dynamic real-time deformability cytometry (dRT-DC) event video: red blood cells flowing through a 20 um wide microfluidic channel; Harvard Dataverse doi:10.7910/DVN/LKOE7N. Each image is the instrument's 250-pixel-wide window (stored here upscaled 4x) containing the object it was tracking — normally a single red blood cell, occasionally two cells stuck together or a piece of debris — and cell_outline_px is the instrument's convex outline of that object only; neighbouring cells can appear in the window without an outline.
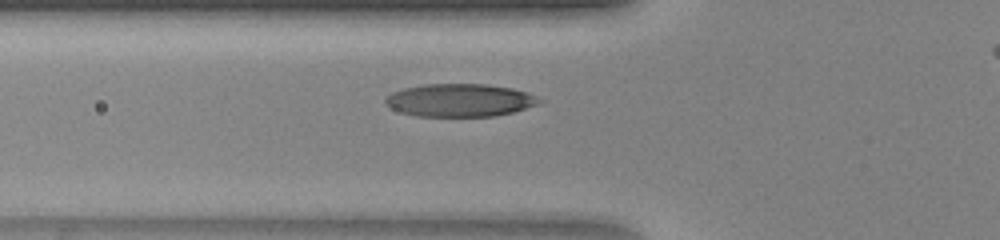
{"species": "human", "species_latin": "Homo sapiens", "temperature_condition": "warm", "stored_images_in_passage": 31, "camera_frame_rate_fps": 3000, "um_per_image_px": 0.085, "donor": {"sex": "female"}, "frame": {"image": 1, "passage_image": 5, "time_ms": 1.333, "image_size_px": [1000, 240], "cell_outline_px": [[544, 100], [536, 104], [512, 112], [496, 116], [416, 116], [400, 112], [384, 104], [384, 100], [392, 92], [404, 88], [424, 84], [484, 84], [512, 88], [536, 96]], "centroid_in_image_um": [39.04, 8.52], "position_along_channel_um": 86.8, "area_um2": 29.3}}
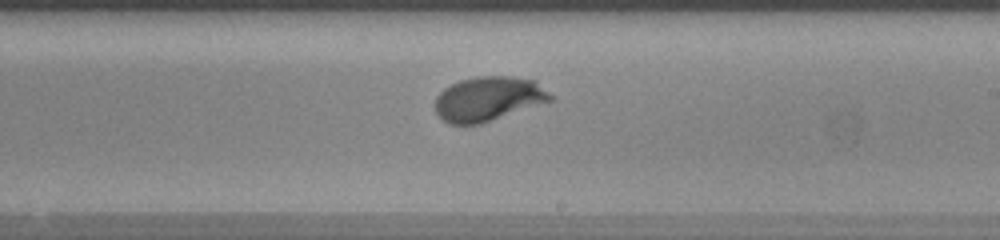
{"frame": {"image": 2, "passage_image": 16, "time_ms": 5.0, "image_size_px": [1000, 240], "cell_outline_px": [[556, 100], [480, 124], [448, 124], [436, 112], [436, 96], [444, 88], [460, 80], [476, 76], [512, 76], [536, 80]], "centroid_in_image_um": [41.55, 8.39], "position_along_channel_um": 247.4, "area_um2": 30.06}}
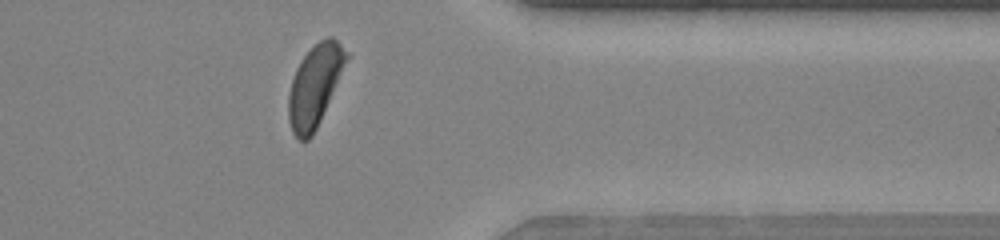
{"frame": {"image": 3, "passage_image": 26, "time_ms": 8.333, "image_size_px": [1000, 240], "cell_outline_px": [[352, 56], [312, 136], [308, 140], [300, 140], [292, 132], [288, 120], [288, 96], [292, 80], [296, 68], [300, 60], [320, 40], [328, 36], [332, 36]], "centroid_in_image_um": [26.8, 7.26], "position_along_channel_um": 384.6, "area_um2": 27.69}}